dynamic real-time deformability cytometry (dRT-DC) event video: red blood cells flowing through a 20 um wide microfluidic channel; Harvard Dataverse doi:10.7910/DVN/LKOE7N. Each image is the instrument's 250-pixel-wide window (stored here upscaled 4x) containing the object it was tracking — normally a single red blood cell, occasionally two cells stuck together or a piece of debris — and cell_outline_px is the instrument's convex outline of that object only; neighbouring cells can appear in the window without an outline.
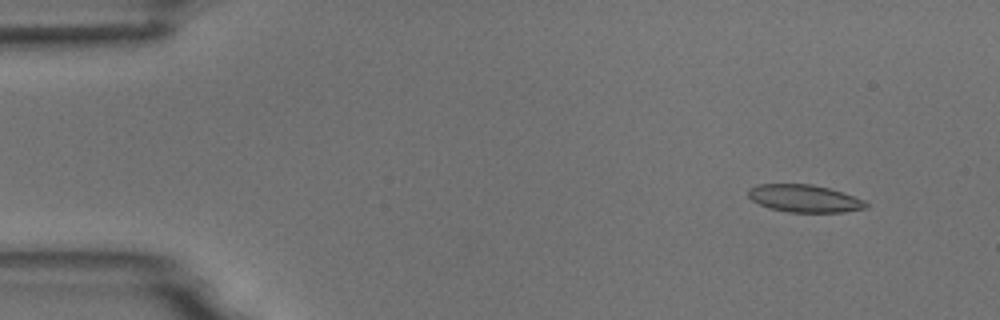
{"species": "common noctule bat (a hibernating species)", "species_latin": "Nyctalus noctula", "temperature_condition": "room temperature", "stored_images_in_passage": 5, "camera_frame_rate_fps": 3000, "um_per_image_px": 0.085, "animal": {"sex": "male", "body_mass_g": 18.8}, "frame": {"image": 1, "passage_image": 2, "time_ms": 1.0, "image_size_px": [1000, 320], "cell_outline_px": [[868, 208], [844, 212], [788, 212], [768, 208], [752, 200], [748, 196], [748, 188], [756, 184], [812, 184], [844, 192], [864, 200], [868, 204]], "centroid_in_image_um": [68.38, 16.87], "position_along_channel_um": 16.6, "area_um2": 19.02}}
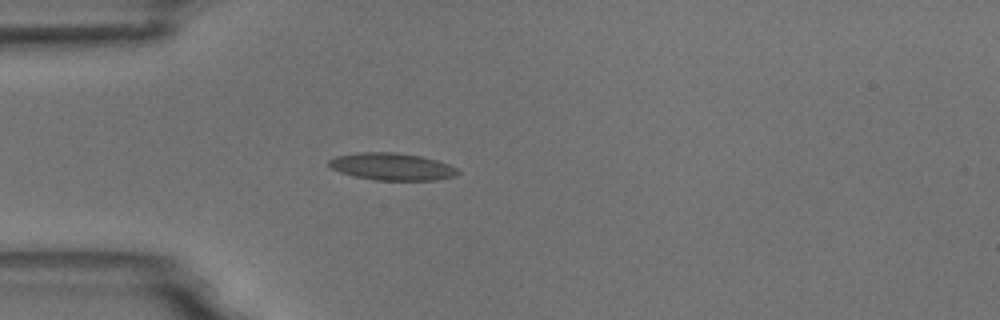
{"frame": {"image": 2, "passage_image": 5, "time_ms": 4.333, "image_size_px": [1000, 320], "cell_outline_px": [[460, 172], [456, 176], [436, 180], [376, 180], [352, 176], [340, 172], [332, 168], [328, 164], [328, 160], [336, 156], [356, 152], [396, 152], [420, 156], [436, 160], [448, 164], [456, 168]], "centroid_in_image_um": [33.3, 14.16], "position_along_channel_um": 51.7, "area_um2": 20.52}}